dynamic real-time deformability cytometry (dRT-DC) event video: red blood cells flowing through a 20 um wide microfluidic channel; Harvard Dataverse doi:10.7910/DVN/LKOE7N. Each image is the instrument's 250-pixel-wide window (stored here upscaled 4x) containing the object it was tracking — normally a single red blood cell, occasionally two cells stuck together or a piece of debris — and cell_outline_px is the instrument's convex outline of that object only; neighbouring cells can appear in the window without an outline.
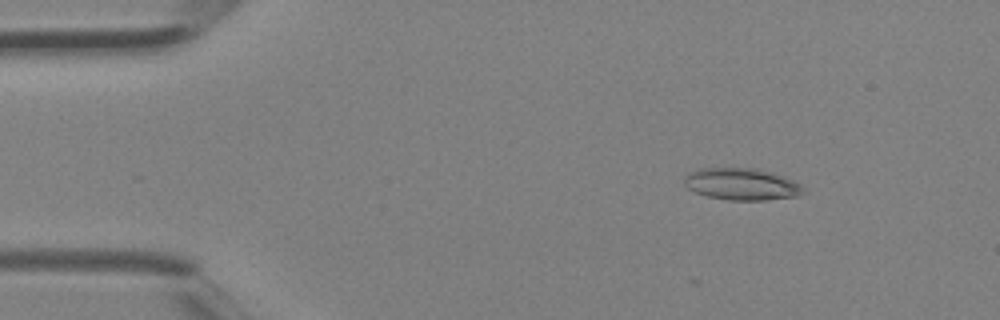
{"species": "Egyptian fruit bat (a non-hibernating species)", "species_latin": "Rousettus aegyptiacus", "temperature_condition": "room temperature", "stored_images_in_passage": 2, "camera_frame_rate_fps": 3000, "um_per_image_px": 0.085, "animal": {"sex": "female"}, "frame": {"image": 1, "passage_image": 1, "time_ms": 0.0, "image_size_px": [1000, 320], "cell_outline_px": [[804, 192], [800, 196], [764, 200], [728, 200], [708, 196], [696, 192], [688, 188], [684, 184], [684, 176], [700, 168], [760, 168], [772, 172], [792, 180], [800, 184], [804, 188]], "centroid_in_image_um": [63.06, 15.65], "position_along_channel_um": 21.9, "area_um2": 22.14}}